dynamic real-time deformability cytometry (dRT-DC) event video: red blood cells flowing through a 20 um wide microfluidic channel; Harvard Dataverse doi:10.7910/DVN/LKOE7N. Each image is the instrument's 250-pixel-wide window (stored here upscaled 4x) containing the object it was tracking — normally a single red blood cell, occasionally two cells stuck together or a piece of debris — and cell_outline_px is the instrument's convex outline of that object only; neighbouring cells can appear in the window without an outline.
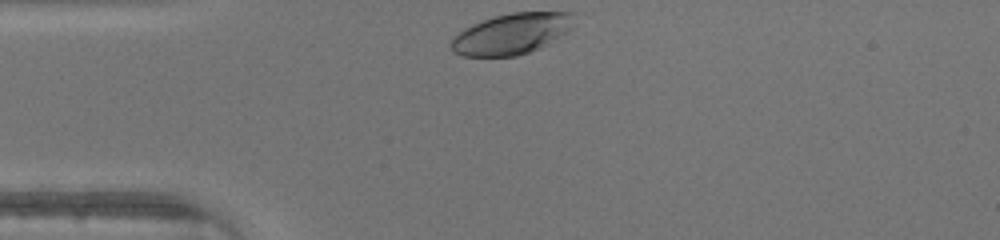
{"species": "human", "species_latin": "Homo sapiens", "temperature_condition": "warm", "stored_images_in_passage": 26, "camera_frame_rate_fps": 3000, "um_per_image_px": 0.085, "donor": {"sex": "male"}, "frame": {"image": 1, "passage_image": 1, "time_ms": 0.0, "image_size_px": [1000, 240], "cell_outline_px": [[572, 28], [568, 32], [548, 44], [540, 48], [516, 56], [460, 56], [452, 52], [452, 40], [464, 28], [472, 24], [496, 16], [512, 12], [572, 12]], "centroid_in_image_um": [43.5, 2.88], "position_along_channel_um": 41.5, "area_um2": 29.07}}
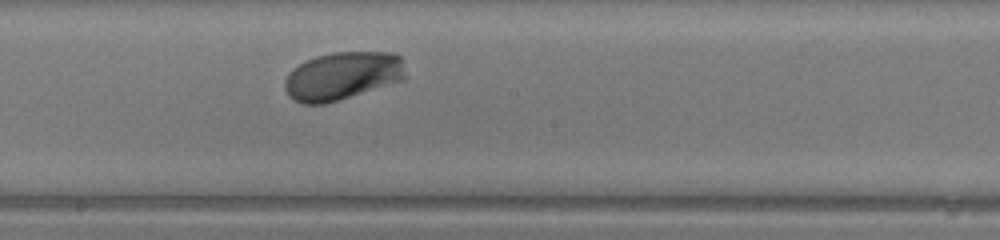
{"frame": {"image": 2, "passage_image": 15, "time_ms": 4.667, "image_size_px": [1000, 240], "cell_outline_px": [[404, 80], [324, 104], [304, 104], [288, 96], [284, 88], [284, 80], [288, 72], [292, 68], [316, 56], [332, 52], [392, 52], [400, 56], [404, 76]], "centroid_in_image_um": [29.06, 6.45], "position_along_channel_um": 219.1, "area_um2": 33.64}}
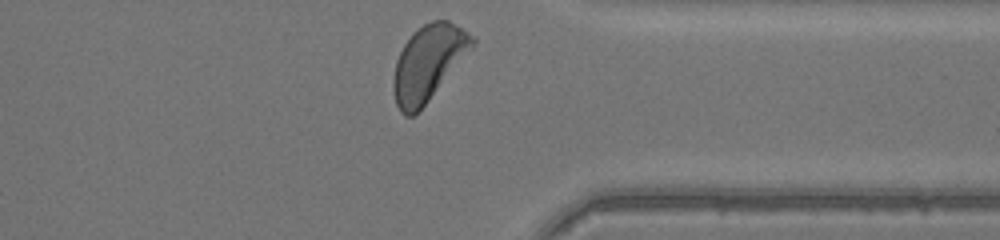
{"frame": {"image": 3, "passage_image": 26, "time_ms": 8.333, "image_size_px": [1000, 240], "cell_outline_px": [[476, 44], [428, 100], [412, 116], [404, 116], [400, 112], [396, 104], [392, 88], [392, 80], [396, 60], [404, 44], [412, 32], [424, 24], [432, 20], [448, 20], [476, 36]], "centroid_in_image_um": [36.4, 5.31], "position_along_channel_um": 375.0, "area_um2": 34.45}}